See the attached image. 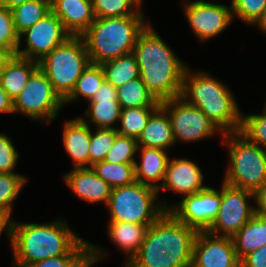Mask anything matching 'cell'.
Listing matches in <instances>:
<instances>
[{
    "instance_id": "6da1fadb",
    "label": "cell",
    "mask_w": 266,
    "mask_h": 267,
    "mask_svg": "<svg viewBox=\"0 0 266 267\" xmlns=\"http://www.w3.org/2000/svg\"><path fill=\"white\" fill-rule=\"evenodd\" d=\"M198 232L165 211L148 227L140 249L125 267H191Z\"/></svg>"
},
{
    "instance_id": "7a4b0ae2",
    "label": "cell",
    "mask_w": 266,
    "mask_h": 267,
    "mask_svg": "<svg viewBox=\"0 0 266 267\" xmlns=\"http://www.w3.org/2000/svg\"><path fill=\"white\" fill-rule=\"evenodd\" d=\"M132 53L142 82L158 102L180 97L187 67L149 24L139 34Z\"/></svg>"
},
{
    "instance_id": "3957f363",
    "label": "cell",
    "mask_w": 266,
    "mask_h": 267,
    "mask_svg": "<svg viewBox=\"0 0 266 267\" xmlns=\"http://www.w3.org/2000/svg\"><path fill=\"white\" fill-rule=\"evenodd\" d=\"M9 238L16 267L68 255L84 241L61 221L45 224L11 221Z\"/></svg>"
},
{
    "instance_id": "277c9868",
    "label": "cell",
    "mask_w": 266,
    "mask_h": 267,
    "mask_svg": "<svg viewBox=\"0 0 266 267\" xmlns=\"http://www.w3.org/2000/svg\"><path fill=\"white\" fill-rule=\"evenodd\" d=\"M189 73L186 68L180 97L199 108L223 134L239 132L243 115L229 89L206 73Z\"/></svg>"
},
{
    "instance_id": "5b68a950",
    "label": "cell",
    "mask_w": 266,
    "mask_h": 267,
    "mask_svg": "<svg viewBox=\"0 0 266 267\" xmlns=\"http://www.w3.org/2000/svg\"><path fill=\"white\" fill-rule=\"evenodd\" d=\"M143 15L95 18L81 35L90 63L103 64L132 53L139 34L146 28Z\"/></svg>"
},
{
    "instance_id": "8992f818",
    "label": "cell",
    "mask_w": 266,
    "mask_h": 267,
    "mask_svg": "<svg viewBox=\"0 0 266 267\" xmlns=\"http://www.w3.org/2000/svg\"><path fill=\"white\" fill-rule=\"evenodd\" d=\"M231 165L224 182L255 193L266 184V150L240 132L224 133Z\"/></svg>"
},
{
    "instance_id": "52a82bcc",
    "label": "cell",
    "mask_w": 266,
    "mask_h": 267,
    "mask_svg": "<svg viewBox=\"0 0 266 267\" xmlns=\"http://www.w3.org/2000/svg\"><path fill=\"white\" fill-rule=\"evenodd\" d=\"M89 63L90 59L83 37L71 36L44 56L38 62V67L64 101Z\"/></svg>"
},
{
    "instance_id": "ba28073f",
    "label": "cell",
    "mask_w": 266,
    "mask_h": 267,
    "mask_svg": "<svg viewBox=\"0 0 266 267\" xmlns=\"http://www.w3.org/2000/svg\"><path fill=\"white\" fill-rule=\"evenodd\" d=\"M158 190L135 181L128 186L112 188L107 206L110 221L144 224L149 227L170 207L156 205ZM158 206V207H157Z\"/></svg>"
},
{
    "instance_id": "9c48e42d",
    "label": "cell",
    "mask_w": 266,
    "mask_h": 267,
    "mask_svg": "<svg viewBox=\"0 0 266 267\" xmlns=\"http://www.w3.org/2000/svg\"><path fill=\"white\" fill-rule=\"evenodd\" d=\"M63 104L64 101L38 67L29 77L22 92L14 99V112L49 122L56 117Z\"/></svg>"
},
{
    "instance_id": "30bf717a",
    "label": "cell",
    "mask_w": 266,
    "mask_h": 267,
    "mask_svg": "<svg viewBox=\"0 0 266 267\" xmlns=\"http://www.w3.org/2000/svg\"><path fill=\"white\" fill-rule=\"evenodd\" d=\"M251 197L254 198L253 192L223 182L219 211L206 231L232 238L255 214V208L247 203Z\"/></svg>"
},
{
    "instance_id": "8fae6325",
    "label": "cell",
    "mask_w": 266,
    "mask_h": 267,
    "mask_svg": "<svg viewBox=\"0 0 266 267\" xmlns=\"http://www.w3.org/2000/svg\"><path fill=\"white\" fill-rule=\"evenodd\" d=\"M167 111L173 138L184 141H196L212 136L218 127L197 107L185 102L181 97L161 102Z\"/></svg>"
},
{
    "instance_id": "7c38bea8",
    "label": "cell",
    "mask_w": 266,
    "mask_h": 267,
    "mask_svg": "<svg viewBox=\"0 0 266 267\" xmlns=\"http://www.w3.org/2000/svg\"><path fill=\"white\" fill-rule=\"evenodd\" d=\"M24 35L27 48L18 49L16 55L37 62L72 36L52 11L21 34Z\"/></svg>"
},
{
    "instance_id": "4fadbf2b",
    "label": "cell",
    "mask_w": 266,
    "mask_h": 267,
    "mask_svg": "<svg viewBox=\"0 0 266 267\" xmlns=\"http://www.w3.org/2000/svg\"><path fill=\"white\" fill-rule=\"evenodd\" d=\"M221 203V192L206 187L195 194L185 196L170 212L181 222L198 231H206L215 220Z\"/></svg>"
},
{
    "instance_id": "5bb4252c",
    "label": "cell",
    "mask_w": 266,
    "mask_h": 267,
    "mask_svg": "<svg viewBox=\"0 0 266 267\" xmlns=\"http://www.w3.org/2000/svg\"><path fill=\"white\" fill-rule=\"evenodd\" d=\"M191 267H240L233 239L199 231L193 246Z\"/></svg>"
},
{
    "instance_id": "9a60e30c",
    "label": "cell",
    "mask_w": 266,
    "mask_h": 267,
    "mask_svg": "<svg viewBox=\"0 0 266 267\" xmlns=\"http://www.w3.org/2000/svg\"><path fill=\"white\" fill-rule=\"evenodd\" d=\"M185 14L192 30L201 41L221 33L233 18L232 6L228 8L203 0L186 4Z\"/></svg>"
},
{
    "instance_id": "2e32d148",
    "label": "cell",
    "mask_w": 266,
    "mask_h": 267,
    "mask_svg": "<svg viewBox=\"0 0 266 267\" xmlns=\"http://www.w3.org/2000/svg\"><path fill=\"white\" fill-rule=\"evenodd\" d=\"M202 183L203 174L194 162L187 159H169L163 183L159 185L158 191L171 189L188 196L204 190L207 186Z\"/></svg>"
},
{
    "instance_id": "e0dca14e",
    "label": "cell",
    "mask_w": 266,
    "mask_h": 267,
    "mask_svg": "<svg viewBox=\"0 0 266 267\" xmlns=\"http://www.w3.org/2000/svg\"><path fill=\"white\" fill-rule=\"evenodd\" d=\"M51 11L72 36H81L96 18L92 0H51Z\"/></svg>"
},
{
    "instance_id": "ac0fdd59",
    "label": "cell",
    "mask_w": 266,
    "mask_h": 267,
    "mask_svg": "<svg viewBox=\"0 0 266 267\" xmlns=\"http://www.w3.org/2000/svg\"><path fill=\"white\" fill-rule=\"evenodd\" d=\"M89 102L90 107L85 114L97 128L117 129L111 125L120 120L122 108L117 100V90L112 84L104 80Z\"/></svg>"
},
{
    "instance_id": "d6986e66",
    "label": "cell",
    "mask_w": 266,
    "mask_h": 267,
    "mask_svg": "<svg viewBox=\"0 0 266 267\" xmlns=\"http://www.w3.org/2000/svg\"><path fill=\"white\" fill-rule=\"evenodd\" d=\"M64 179L68 187L82 200L108 203L112 187L98 177L92 168H74Z\"/></svg>"
},
{
    "instance_id": "ffe728a7",
    "label": "cell",
    "mask_w": 266,
    "mask_h": 267,
    "mask_svg": "<svg viewBox=\"0 0 266 267\" xmlns=\"http://www.w3.org/2000/svg\"><path fill=\"white\" fill-rule=\"evenodd\" d=\"M88 124L83 118H76L65 122L64 125V147L72 157L75 168H87L89 165L91 129Z\"/></svg>"
},
{
    "instance_id": "44dd1931",
    "label": "cell",
    "mask_w": 266,
    "mask_h": 267,
    "mask_svg": "<svg viewBox=\"0 0 266 267\" xmlns=\"http://www.w3.org/2000/svg\"><path fill=\"white\" fill-rule=\"evenodd\" d=\"M171 122L167 111L160 105L150 116L145 128L137 138V151L141 147L167 150L174 145ZM141 144V145H140Z\"/></svg>"
},
{
    "instance_id": "7402d4cb",
    "label": "cell",
    "mask_w": 266,
    "mask_h": 267,
    "mask_svg": "<svg viewBox=\"0 0 266 267\" xmlns=\"http://www.w3.org/2000/svg\"><path fill=\"white\" fill-rule=\"evenodd\" d=\"M142 162L140 165L134 164L135 180L144 185L158 190L157 181L164 180L165 171L168 163L166 150L160 148L142 147Z\"/></svg>"
},
{
    "instance_id": "603a6c76",
    "label": "cell",
    "mask_w": 266,
    "mask_h": 267,
    "mask_svg": "<svg viewBox=\"0 0 266 267\" xmlns=\"http://www.w3.org/2000/svg\"><path fill=\"white\" fill-rule=\"evenodd\" d=\"M37 68V61L14 55L1 73L0 85L14 100L22 92L29 77Z\"/></svg>"
},
{
    "instance_id": "cb8c5ba5",
    "label": "cell",
    "mask_w": 266,
    "mask_h": 267,
    "mask_svg": "<svg viewBox=\"0 0 266 267\" xmlns=\"http://www.w3.org/2000/svg\"><path fill=\"white\" fill-rule=\"evenodd\" d=\"M232 239L239 260L264 246L266 244V217L255 213Z\"/></svg>"
},
{
    "instance_id": "d4e9b609",
    "label": "cell",
    "mask_w": 266,
    "mask_h": 267,
    "mask_svg": "<svg viewBox=\"0 0 266 267\" xmlns=\"http://www.w3.org/2000/svg\"><path fill=\"white\" fill-rule=\"evenodd\" d=\"M147 230L144 224L110 221L108 234L115 244L129 253L130 261L145 240Z\"/></svg>"
},
{
    "instance_id": "484cf974",
    "label": "cell",
    "mask_w": 266,
    "mask_h": 267,
    "mask_svg": "<svg viewBox=\"0 0 266 267\" xmlns=\"http://www.w3.org/2000/svg\"><path fill=\"white\" fill-rule=\"evenodd\" d=\"M105 80L115 88L140 77L135 55L129 53L101 64Z\"/></svg>"
},
{
    "instance_id": "4316f807",
    "label": "cell",
    "mask_w": 266,
    "mask_h": 267,
    "mask_svg": "<svg viewBox=\"0 0 266 267\" xmlns=\"http://www.w3.org/2000/svg\"><path fill=\"white\" fill-rule=\"evenodd\" d=\"M14 28L20 36L51 11V0H29L11 9Z\"/></svg>"
},
{
    "instance_id": "83f0119b",
    "label": "cell",
    "mask_w": 266,
    "mask_h": 267,
    "mask_svg": "<svg viewBox=\"0 0 266 267\" xmlns=\"http://www.w3.org/2000/svg\"><path fill=\"white\" fill-rule=\"evenodd\" d=\"M122 109L130 107H159L161 105L148 91L141 78L128 81L116 88Z\"/></svg>"
},
{
    "instance_id": "f1b7e54d",
    "label": "cell",
    "mask_w": 266,
    "mask_h": 267,
    "mask_svg": "<svg viewBox=\"0 0 266 267\" xmlns=\"http://www.w3.org/2000/svg\"><path fill=\"white\" fill-rule=\"evenodd\" d=\"M91 168L98 177L112 188L128 186L136 181L134 164H113L99 161L94 163Z\"/></svg>"
},
{
    "instance_id": "f546056e",
    "label": "cell",
    "mask_w": 266,
    "mask_h": 267,
    "mask_svg": "<svg viewBox=\"0 0 266 267\" xmlns=\"http://www.w3.org/2000/svg\"><path fill=\"white\" fill-rule=\"evenodd\" d=\"M104 80L105 76L101 65L89 63L76 81L75 87L70 95L64 100V103L78 99L79 95L91 100Z\"/></svg>"
},
{
    "instance_id": "4dcf8cb0",
    "label": "cell",
    "mask_w": 266,
    "mask_h": 267,
    "mask_svg": "<svg viewBox=\"0 0 266 267\" xmlns=\"http://www.w3.org/2000/svg\"><path fill=\"white\" fill-rule=\"evenodd\" d=\"M158 107H130L122 109L120 115L121 128L117 133L137 139L145 128L151 114Z\"/></svg>"
},
{
    "instance_id": "1f68e13d",
    "label": "cell",
    "mask_w": 266,
    "mask_h": 267,
    "mask_svg": "<svg viewBox=\"0 0 266 267\" xmlns=\"http://www.w3.org/2000/svg\"><path fill=\"white\" fill-rule=\"evenodd\" d=\"M91 260V244L83 241L72 253L29 264L27 267H83Z\"/></svg>"
},
{
    "instance_id": "d6a6232c",
    "label": "cell",
    "mask_w": 266,
    "mask_h": 267,
    "mask_svg": "<svg viewBox=\"0 0 266 267\" xmlns=\"http://www.w3.org/2000/svg\"><path fill=\"white\" fill-rule=\"evenodd\" d=\"M96 18L126 17L142 15L141 11H135L133 6L139 8L140 0H92ZM134 4V5H133Z\"/></svg>"
},
{
    "instance_id": "836d02e7",
    "label": "cell",
    "mask_w": 266,
    "mask_h": 267,
    "mask_svg": "<svg viewBox=\"0 0 266 267\" xmlns=\"http://www.w3.org/2000/svg\"><path fill=\"white\" fill-rule=\"evenodd\" d=\"M25 182L26 178L17 173H0V211L9 218L11 205Z\"/></svg>"
},
{
    "instance_id": "e575fe53",
    "label": "cell",
    "mask_w": 266,
    "mask_h": 267,
    "mask_svg": "<svg viewBox=\"0 0 266 267\" xmlns=\"http://www.w3.org/2000/svg\"><path fill=\"white\" fill-rule=\"evenodd\" d=\"M91 131L89 142V166L99 161H104L107 152L112 148L115 137L118 135L116 129L97 128Z\"/></svg>"
},
{
    "instance_id": "d590c367",
    "label": "cell",
    "mask_w": 266,
    "mask_h": 267,
    "mask_svg": "<svg viewBox=\"0 0 266 267\" xmlns=\"http://www.w3.org/2000/svg\"><path fill=\"white\" fill-rule=\"evenodd\" d=\"M137 148V139L118 134L104 161L113 164H135L136 160L133 155L136 153Z\"/></svg>"
},
{
    "instance_id": "8d00e7d4",
    "label": "cell",
    "mask_w": 266,
    "mask_h": 267,
    "mask_svg": "<svg viewBox=\"0 0 266 267\" xmlns=\"http://www.w3.org/2000/svg\"><path fill=\"white\" fill-rule=\"evenodd\" d=\"M260 115L242 116L240 133L249 141L266 148V109Z\"/></svg>"
},
{
    "instance_id": "74e56055",
    "label": "cell",
    "mask_w": 266,
    "mask_h": 267,
    "mask_svg": "<svg viewBox=\"0 0 266 267\" xmlns=\"http://www.w3.org/2000/svg\"><path fill=\"white\" fill-rule=\"evenodd\" d=\"M0 46L11 50L15 55L20 46V36L14 28L12 11L0 3Z\"/></svg>"
},
{
    "instance_id": "f35d334b",
    "label": "cell",
    "mask_w": 266,
    "mask_h": 267,
    "mask_svg": "<svg viewBox=\"0 0 266 267\" xmlns=\"http://www.w3.org/2000/svg\"><path fill=\"white\" fill-rule=\"evenodd\" d=\"M233 17L236 14L241 20L254 24L266 7V0H232Z\"/></svg>"
},
{
    "instance_id": "ab89813d",
    "label": "cell",
    "mask_w": 266,
    "mask_h": 267,
    "mask_svg": "<svg viewBox=\"0 0 266 267\" xmlns=\"http://www.w3.org/2000/svg\"><path fill=\"white\" fill-rule=\"evenodd\" d=\"M19 154L10 138L0 133V173H14Z\"/></svg>"
},
{
    "instance_id": "60d3db41",
    "label": "cell",
    "mask_w": 266,
    "mask_h": 267,
    "mask_svg": "<svg viewBox=\"0 0 266 267\" xmlns=\"http://www.w3.org/2000/svg\"><path fill=\"white\" fill-rule=\"evenodd\" d=\"M240 267H266V244L244 256Z\"/></svg>"
},
{
    "instance_id": "b9f144b4",
    "label": "cell",
    "mask_w": 266,
    "mask_h": 267,
    "mask_svg": "<svg viewBox=\"0 0 266 267\" xmlns=\"http://www.w3.org/2000/svg\"><path fill=\"white\" fill-rule=\"evenodd\" d=\"M254 197L258 206L255 208V213L266 217V184L254 193Z\"/></svg>"
},
{
    "instance_id": "7bdbcfd3",
    "label": "cell",
    "mask_w": 266,
    "mask_h": 267,
    "mask_svg": "<svg viewBox=\"0 0 266 267\" xmlns=\"http://www.w3.org/2000/svg\"><path fill=\"white\" fill-rule=\"evenodd\" d=\"M0 112L14 113V100L6 93L0 85Z\"/></svg>"
},
{
    "instance_id": "ee69618b",
    "label": "cell",
    "mask_w": 266,
    "mask_h": 267,
    "mask_svg": "<svg viewBox=\"0 0 266 267\" xmlns=\"http://www.w3.org/2000/svg\"><path fill=\"white\" fill-rule=\"evenodd\" d=\"M14 55L15 54L11 50L0 46V76L6 64L12 59Z\"/></svg>"
},
{
    "instance_id": "f6af8a7d",
    "label": "cell",
    "mask_w": 266,
    "mask_h": 267,
    "mask_svg": "<svg viewBox=\"0 0 266 267\" xmlns=\"http://www.w3.org/2000/svg\"><path fill=\"white\" fill-rule=\"evenodd\" d=\"M10 224V218L0 211V234L2 233V231H4V229H6V231L8 232L7 235L10 236Z\"/></svg>"
},
{
    "instance_id": "bcb514c9",
    "label": "cell",
    "mask_w": 266,
    "mask_h": 267,
    "mask_svg": "<svg viewBox=\"0 0 266 267\" xmlns=\"http://www.w3.org/2000/svg\"><path fill=\"white\" fill-rule=\"evenodd\" d=\"M101 249H98V247L91 245V260L87 262L83 267H91L95 262L101 259ZM100 255V257H99Z\"/></svg>"
},
{
    "instance_id": "7dc6e473",
    "label": "cell",
    "mask_w": 266,
    "mask_h": 267,
    "mask_svg": "<svg viewBox=\"0 0 266 267\" xmlns=\"http://www.w3.org/2000/svg\"><path fill=\"white\" fill-rule=\"evenodd\" d=\"M254 24L258 25L259 28L266 33V7L264 8L261 16L257 19V21Z\"/></svg>"
},
{
    "instance_id": "c3c4849f",
    "label": "cell",
    "mask_w": 266,
    "mask_h": 267,
    "mask_svg": "<svg viewBox=\"0 0 266 267\" xmlns=\"http://www.w3.org/2000/svg\"><path fill=\"white\" fill-rule=\"evenodd\" d=\"M29 0H2L1 3L8 7L10 10L18 5H21Z\"/></svg>"
}]
</instances>
